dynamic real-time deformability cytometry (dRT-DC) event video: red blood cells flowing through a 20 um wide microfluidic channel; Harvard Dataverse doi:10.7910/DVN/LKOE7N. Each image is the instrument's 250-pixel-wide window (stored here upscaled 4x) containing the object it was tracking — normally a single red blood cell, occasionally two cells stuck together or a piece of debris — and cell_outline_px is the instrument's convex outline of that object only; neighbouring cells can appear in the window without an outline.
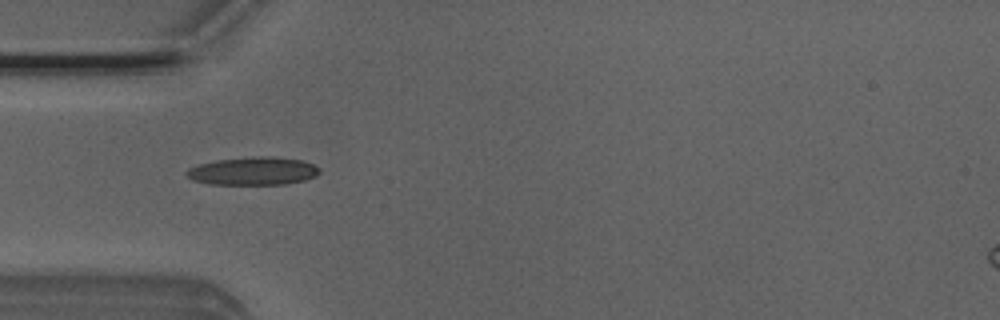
{"species": "Egyptian fruit bat (a non-hibernating species)", "species_latin": "Rousettus aegyptiacus", "temperature_condition": "room temperature", "stored_images_in_passage": 7, "camera_frame_rate_fps": 3000, "um_per_image_px": 0.085, "animal": {"sex": "male"}, "frame": {"image": 1, "passage_image": 5, "time_ms": 1.333, "image_size_px": [1000, 320], "cell_outline_px": [[320, 172], [316, 176], [304, 180], [284, 184], [208, 184], [192, 180], [184, 172], [188, 168], [200, 164], [216, 160], [260, 156], [272, 156], [304, 160], [320, 168]], "centroid_in_image_um": [21.52, 14.53], "position_along_channel_um": 63.5, "area_um2": 21.73}}